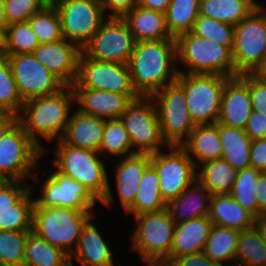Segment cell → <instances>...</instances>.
Segmentation results:
<instances>
[{"label":"cell","mask_w":266,"mask_h":266,"mask_svg":"<svg viewBox=\"0 0 266 266\" xmlns=\"http://www.w3.org/2000/svg\"><path fill=\"white\" fill-rule=\"evenodd\" d=\"M251 167L266 172V138L253 140L250 146Z\"/></svg>","instance_id":"50"},{"label":"cell","mask_w":266,"mask_h":266,"mask_svg":"<svg viewBox=\"0 0 266 266\" xmlns=\"http://www.w3.org/2000/svg\"><path fill=\"white\" fill-rule=\"evenodd\" d=\"M72 89L77 110L105 120L119 119L132 101L126 94L91 88Z\"/></svg>","instance_id":"20"},{"label":"cell","mask_w":266,"mask_h":266,"mask_svg":"<svg viewBox=\"0 0 266 266\" xmlns=\"http://www.w3.org/2000/svg\"><path fill=\"white\" fill-rule=\"evenodd\" d=\"M145 266H165V265H162V264H147Z\"/></svg>","instance_id":"60"},{"label":"cell","mask_w":266,"mask_h":266,"mask_svg":"<svg viewBox=\"0 0 266 266\" xmlns=\"http://www.w3.org/2000/svg\"><path fill=\"white\" fill-rule=\"evenodd\" d=\"M239 236L238 230L213 224L203 253L223 266H235Z\"/></svg>","instance_id":"32"},{"label":"cell","mask_w":266,"mask_h":266,"mask_svg":"<svg viewBox=\"0 0 266 266\" xmlns=\"http://www.w3.org/2000/svg\"><path fill=\"white\" fill-rule=\"evenodd\" d=\"M239 77L248 85L253 110L266 116V82L252 73H243Z\"/></svg>","instance_id":"46"},{"label":"cell","mask_w":266,"mask_h":266,"mask_svg":"<svg viewBox=\"0 0 266 266\" xmlns=\"http://www.w3.org/2000/svg\"><path fill=\"white\" fill-rule=\"evenodd\" d=\"M5 56L23 102L57 93L65 86L32 53Z\"/></svg>","instance_id":"16"},{"label":"cell","mask_w":266,"mask_h":266,"mask_svg":"<svg viewBox=\"0 0 266 266\" xmlns=\"http://www.w3.org/2000/svg\"><path fill=\"white\" fill-rule=\"evenodd\" d=\"M253 111L248 85L239 77H229L223 89L217 123L245 129Z\"/></svg>","instance_id":"19"},{"label":"cell","mask_w":266,"mask_h":266,"mask_svg":"<svg viewBox=\"0 0 266 266\" xmlns=\"http://www.w3.org/2000/svg\"><path fill=\"white\" fill-rule=\"evenodd\" d=\"M177 43V62L187 69L178 73L217 74L235 77L232 50L217 42L199 37L192 32L179 35Z\"/></svg>","instance_id":"4"},{"label":"cell","mask_w":266,"mask_h":266,"mask_svg":"<svg viewBox=\"0 0 266 266\" xmlns=\"http://www.w3.org/2000/svg\"><path fill=\"white\" fill-rule=\"evenodd\" d=\"M244 130L252 141L266 138V116L253 110Z\"/></svg>","instance_id":"49"},{"label":"cell","mask_w":266,"mask_h":266,"mask_svg":"<svg viewBox=\"0 0 266 266\" xmlns=\"http://www.w3.org/2000/svg\"><path fill=\"white\" fill-rule=\"evenodd\" d=\"M18 121V116L11 112L0 111V139Z\"/></svg>","instance_id":"53"},{"label":"cell","mask_w":266,"mask_h":266,"mask_svg":"<svg viewBox=\"0 0 266 266\" xmlns=\"http://www.w3.org/2000/svg\"><path fill=\"white\" fill-rule=\"evenodd\" d=\"M212 226L209 215L176 224L170 255L161 264L167 266L174 258L203 252Z\"/></svg>","instance_id":"21"},{"label":"cell","mask_w":266,"mask_h":266,"mask_svg":"<svg viewBox=\"0 0 266 266\" xmlns=\"http://www.w3.org/2000/svg\"><path fill=\"white\" fill-rule=\"evenodd\" d=\"M73 103L75 97L71 86H64L57 93L33 98L23 103L18 122L43 151V155L47 154V148L39 141V136L48 143L61 140L72 113L70 109Z\"/></svg>","instance_id":"2"},{"label":"cell","mask_w":266,"mask_h":266,"mask_svg":"<svg viewBox=\"0 0 266 266\" xmlns=\"http://www.w3.org/2000/svg\"><path fill=\"white\" fill-rule=\"evenodd\" d=\"M176 39L136 42L128 62L131 81L139 96H152L177 81Z\"/></svg>","instance_id":"1"},{"label":"cell","mask_w":266,"mask_h":266,"mask_svg":"<svg viewBox=\"0 0 266 266\" xmlns=\"http://www.w3.org/2000/svg\"><path fill=\"white\" fill-rule=\"evenodd\" d=\"M40 44L54 43L63 39L61 20L55 6L50 2L28 19Z\"/></svg>","instance_id":"41"},{"label":"cell","mask_w":266,"mask_h":266,"mask_svg":"<svg viewBox=\"0 0 266 266\" xmlns=\"http://www.w3.org/2000/svg\"><path fill=\"white\" fill-rule=\"evenodd\" d=\"M254 195L258 202V209L266 214V172L260 173Z\"/></svg>","instance_id":"52"},{"label":"cell","mask_w":266,"mask_h":266,"mask_svg":"<svg viewBox=\"0 0 266 266\" xmlns=\"http://www.w3.org/2000/svg\"><path fill=\"white\" fill-rule=\"evenodd\" d=\"M136 229L132 233V249L144 264H161L172 248L175 223L167 209L134 216Z\"/></svg>","instance_id":"7"},{"label":"cell","mask_w":266,"mask_h":266,"mask_svg":"<svg viewBox=\"0 0 266 266\" xmlns=\"http://www.w3.org/2000/svg\"><path fill=\"white\" fill-rule=\"evenodd\" d=\"M53 151L52 162L59 173L83 184L104 207L113 206V191L99 152L67 145L62 140L57 141Z\"/></svg>","instance_id":"3"},{"label":"cell","mask_w":266,"mask_h":266,"mask_svg":"<svg viewBox=\"0 0 266 266\" xmlns=\"http://www.w3.org/2000/svg\"><path fill=\"white\" fill-rule=\"evenodd\" d=\"M135 38L122 18L108 17L81 51L87 58L128 64Z\"/></svg>","instance_id":"15"},{"label":"cell","mask_w":266,"mask_h":266,"mask_svg":"<svg viewBox=\"0 0 266 266\" xmlns=\"http://www.w3.org/2000/svg\"><path fill=\"white\" fill-rule=\"evenodd\" d=\"M119 119L129 134L134 153L151 155L161 151V147H168L151 96H139L132 100Z\"/></svg>","instance_id":"9"},{"label":"cell","mask_w":266,"mask_h":266,"mask_svg":"<svg viewBox=\"0 0 266 266\" xmlns=\"http://www.w3.org/2000/svg\"><path fill=\"white\" fill-rule=\"evenodd\" d=\"M33 190V185H30V189L10 209L0 210V230L32 231Z\"/></svg>","instance_id":"38"},{"label":"cell","mask_w":266,"mask_h":266,"mask_svg":"<svg viewBox=\"0 0 266 266\" xmlns=\"http://www.w3.org/2000/svg\"><path fill=\"white\" fill-rule=\"evenodd\" d=\"M235 266H266V243L255 226L240 231Z\"/></svg>","instance_id":"37"},{"label":"cell","mask_w":266,"mask_h":266,"mask_svg":"<svg viewBox=\"0 0 266 266\" xmlns=\"http://www.w3.org/2000/svg\"><path fill=\"white\" fill-rule=\"evenodd\" d=\"M122 19L128 25L136 42L176 39L167 29L164 13L137 5Z\"/></svg>","instance_id":"26"},{"label":"cell","mask_w":266,"mask_h":266,"mask_svg":"<svg viewBox=\"0 0 266 266\" xmlns=\"http://www.w3.org/2000/svg\"><path fill=\"white\" fill-rule=\"evenodd\" d=\"M181 147L196 167L207 161L222 158L223 149L218 123L196 125Z\"/></svg>","instance_id":"27"},{"label":"cell","mask_w":266,"mask_h":266,"mask_svg":"<svg viewBox=\"0 0 266 266\" xmlns=\"http://www.w3.org/2000/svg\"><path fill=\"white\" fill-rule=\"evenodd\" d=\"M167 266H223L203 252L174 258Z\"/></svg>","instance_id":"51"},{"label":"cell","mask_w":266,"mask_h":266,"mask_svg":"<svg viewBox=\"0 0 266 266\" xmlns=\"http://www.w3.org/2000/svg\"><path fill=\"white\" fill-rule=\"evenodd\" d=\"M156 104L162 136L168 146H181L196 126L186 105L183 87L176 81L151 96Z\"/></svg>","instance_id":"11"},{"label":"cell","mask_w":266,"mask_h":266,"mask_svg":"<svg viewBox=\"0 0 266 266\" xmlns=\"http://www.w3.org/2000/svg\"><path fill=\"white\" fill-rule=\"evenodd\" d=\"M23 103L7 56L0 54V111L18 116Z\"/></svg>","instance_id":"42"},{"label":"cell","mask_w":266,"mask_h":266,"mask_svg":"<svg viewBox=\"0 0 266 266\" xmlns=\"http://www.w3.org/2000/svg\"><path fill=\"white\" fill-rule=\"evenodd\" d=\"M266 55V9H255L234 26L235 77L253 73Z\"/></svg>","instance_id":"12"},{"label":"cell","mask_w":266,"mask_h":266,"mask_svg":"<svg viewBox=\"0 0 266 266\" xmlns=\"http://www.w3.org/2000/svg\"><path fill=\"white\" fill-rule=\"evenodd\" d=\"M43 157V151L17 121L0 139V180L24 181L31 177L38 182L34 169Z\"/></svg>","instance_id":"6"},{"label":"cell","mask_w":266,"mask_h":266,"mask_svg":"<svg viewBox=\"0 0 266 266\" xmlns=\"http://www.w3.org/2000/svg\"><path fill=\"white\" fill-rule=\"evenodd\" d=\"M222 144V158L237 171L251 167L250 146L252 140L244 129L226 126L218 123Z\"/></svg>","instance_id":"29"},{"label":"cell","mask_w":266,"mask_h":266,"mask_svg":"<svg viewBox=\"0 0 266 266\" xmlns=\"http://www.w3.org/2000/svg\"><path fill=\"white\" fill-rule=\"evenodd\" d=\"M90 218L82 228L78 245L70 255L80 266H114L113 252Z\"/></svg>","instance_id":"23"},{"label":"cell","mask_w":266,"mask_h":266,"mask_svg":"<svg viewBox=\"0 0 266 266\" xmlns=\"http://www.w3.org/2000/svg\"><path fill=\"white\" fill-rule=\"evenodd\" d=\"M200 0H171L166 12V26L173 38L191 32L199 16Z\"/></svg>","instance_id":"36"},{"label":"cell","mask_w":266,"mask_h":266,"mask_svg":"<svg viewBox=\"0 0 266 266\" xmlns=\"http://www.w3.org/2000/svg\"><path fill=\"white\" fill-rule=\"evenodd\" d=\"M94 215L56 206H33L32 231L70 256L78 245L83 226Z\"/></svg>","instance_id":"5"},{"label":"cell","mask_w":266,"mask_h":266,"mask_svg":"<svg viewBox=\"0 0 266 266\" xmlns=\"http://www.w3.org/2000/svg\"><path fill=\"white\" fill-rule=\"evenodd\" d=\"M41 185L40 196H35L34 206H56L93 213L92 209L96 202H99L83 184L59 173L56 169L49 173Z\"/></svg>","instance_id":"17"},{"label":"cell","mask_w":266,"mask_h":266,"mask_svg":"<svg viewBox=\"0 0 266 266\" xmlns=\"http://www.w3.org/2000/svg\"><path fill=\"white\" fill-rule=\"evenodd\" d=\"M71 87L126 94L131 100L139 97L133 88L127 64L87 58L82 52L78 61V75Z\"/></svg>","instance_id":"14"},{"label":"cell","mask_w":266,"mask_h":266,"mask_svg":"<svg viewBox=\"0 0 266 266\" xmlns=\"http://www.w3.org/2000/svg\"><path fill=\"white\" fill-rule=\"evenodd\" d=\"M170 2L171 0H139L138 5L165 14Z\"/></svg>","instance_id":"54"},{"label":"cell","mask_w":266,"mask_h":266,"mask_svg":"<svg viewBox=\"0 0 266 266\" xmlns=\"http://www.w3.org/2000/svg\"><path fill=\"white\" fill-rule=\"evenodd\" d=\"M3 51V32L0 30V54Z\"/></svg>","instance_id":"59"},{"label":"cell","mask_w":266,"mask_h":266,"mask_svg":"<svg viewBox=\"0 0 266 266\" xmlns=\"http://www.w3.org/2000/svg\"><path fill=\"white\" fill-rule=\"evenodd\" d=\"M228 78L217 74H178L177 82L184 89L186 105L195 125L217 123Z\"/></svg>","instance_id":"8"},{"label":"cell","mask_w":266,"mask_h":266,"mask_svg":"<svg viewBox=\"0 0 266 266\" xmlns=\"http://www.w3.org/2000/svg\"><path fill=\"white\" fill-rule=\"evenodd\" d=\"M29 232L0 230V266H23Z\"/></svg>","instance_id":"43"},{"label":"cell","mask_w":266,"mask_h":266,"mask_svg":"<svg viewBox=\"0 0 266 266\" xmlns=\"http://www.w3.org/2000/svg\"><path fill=\"white\" fill-rule=\"evenodd\" d=\"M23 266H71L70 256L30 231L26 239Z\"/></svg>","instance_id":"33"},{"label":"cell","mask_w":266,"mask_h":266,"mask_svg":"<svg viewBox=\"0 0 266 266\" xmlns=\"http://www.w3.org/2000/svg\"><path fill=\"white\" fill-rule=\"evenodd\" d=\"M191 32L233 50L234 25L199 15Z\"/></svg>","instance_id":"44"},{"label":"cell","mask_w":266,"mask_h":266,"mask_svg":"<svg viewBox=\"0 0 266 266\" xmlns=\"http://www.w3.org/2000/svg\"><path fill=\"white\" fill-rule=\"evenodd\" d=\"M166 206L167 204L161 197L158 173L150 164L142 175L134 203L125 213L126 215L139 216L144 213L164 210Z\"/></svg>","instance_id":"31"},{"label":"cell","mask_w":266,"mask_h":266,"mask_svg":"<svg viewBox=\"0 0 266 266\" xmlns=\"http://www.w3.org/2000/svg\"><path fill=\"white\" fill-rule=\"evenodd\" d=\"M50 0H4V9L8 25L26 22L35 13L42 10Z\"/></svg>","instance_id":"45"},{"label":"cell","mask_w":266,"mask_h":266,"mask_svg":"<svg viewBox=\"0 0 266 266\" xmlns=\"http://www.w3.org/2000/svg\"><path fill=\"white\" fill-rule=\"evenodd\" d=\"M98 152L101 157L103 155L105 161L111 159V156H114L117 161L119 156L124 158L135 154L129 134L120 119L105 120L104 133Z\"/></svg>","instance_id":"35"},{"label":"cell","mask_w":266,"mask_h":266,"mask_svg":"<svg viewBox=\"0 0 266 266\" xmlns=\"http://www.w3.org/2000/svg\"><path fill=\"white\" fill-rule=\"evenodd\" d=\"M39 45L28 21L10 24L3 32V55L33 53Z\"/></svg>","instance_id":"39"},{"label":"cell","mask_w":266,"mask_h":266,"mask_svg":"<svg viewBox=\"0 0 266 266\" xmlns=\"http://www.w3.org/2000/svg\"><path fill=\"white\" fill-rule=\"evenodd\" d=\"M254 10L247 0H201L199 15L235 26Z\"/></svg>","instance_id":"34"},{"label":"cell","mask_w":266,"mask_h":266,"mask_svg":"<svg viewBox=\"0 0 266 266\" xmlns=\"http://www.w3.org/2000/svg\"><path fill=\"white\" fill-rule=\"evenodd\" d=\"M58 11L64 39L82 51L108 18L101 0H50Z\"/></svg>","instance_id":"10"},{"label":"cell","mask_w":266,"mask_h":266,"mask_svg":"<svg viewBox=\"0 0 266 266\" xmlns=\"http://www.w3.org/2000/svg\"><path fill=\"white\" fill-rule=\"evenodd\" d=\"M260 171L254 167L239 170L231 192L229 193L245 210L258 218L263 213L258 209L254 195Z\"/></svg>","instance_id":"40"},{"label":"cell","mask_w":266,"mask_h":266,"mask_svg":"<svg viewBox=\"0 0 266 266\" xmlns=\"http://www.w3.org/2000/svg\"><path fill=\"white\" fill-rule=\"evenodd\" d=\"M255 9H266L264 6L265 5H261L258 2H256L255 0H247Z\"/></svg>","instance_id":"58"},{"label":"cell","mask_w":266,"mask_h":266,"mask_svg":"<svg viewBox=\"0 0 266 266\" xmlns=\"http://www.w3.org/2000/svg\"><path fill=\"white\" fill-rule=\"evenodd\" d=\"M115 164L116 191L123 211L125 212L135 201L139 183L145 169L151 164L149 154L135 153L117 159ZM118 163V164H117Z\"/></svg>","instance_id":"22"},{"label":"cell","mask_w":266,"mask_h":266,"mask_svg":"<svg viewBox=\"0 0 266 266\" xmlns=\"http://www.w3.org/2000/svg\"><path fill=\"white\" fill-rule=\"evenodd\" d=\"M254 226L260 233L263 241L266 243V214H262L258 218H255Z\"/></svg>","instance_id":"55"},{"label":"cell","mask_w":266,"mask_h":266,"mask_svg":"<svg viewBox=\"0 0 266 266\" xmlns=\"http://www.w3.org/2000/svg\"><path fill=\"white\" fill-rule=\"evenodd\" d=\"M8 23L6 19L4 0H0V30L4 32L7 29Z\"/></svg>","instance_id":"57"},{"label":"cell","mask_w":266,"mask_h":266,"mask_svg":"<svg viewBox=\"0 0 266 266\" xmlns=\"http://www.w3.org/2000/svg\"><path fill=\"white\" fill-rule=\"evenodd\" d=\"M238 171L223 158L207 161L197 167V180L211 195L229 194Z\"/></svg>","instance_id":"30"},{"label":"cell","mask_w":266,"mask_h":266,"mask_svg":"<svg viewBox=\"0 0 266 266\" xmlns=\"http://www.w3.org/2000/svg\"><path fill=\"white\" fill-rule=\"evenodd\" d=\"M150 155L151 165L159 177L161 197L165 203L178 197L197 180V167L181 146H168Z\"/></svg>","instance_id":"13"},{"label":"cell","mask_w":266,"mask_h":266,"mask_svg":"<svg viewBox=\"0 0 266 266\" xmlns=\"http://www.w3.org/2000/svg\"><path fill=\"white\" fill-rule=\"evenodd\" d=\"M21 182L0 180V210L10 209L30 189L28 183Z\"/></svg>","instance_id":"47"},{"label":"cell","mask_w":266,"mask_h":266,"mask_svg":"<svg viewBox=\"0 0 266 266\" xmlns=\"http://www.w3.org/2000/svg\"><path fill=\"white\" fill-rule=\"evenodd\" d=\"M105 119L88 115L75 109L70 115L65 134V144L98 152L104 133Z\"/></svg>","instance_id":"24"},{"label":"cell","mask_w":266,"mask_h":266,"mask_svg":"<svg viewBox=\"0 0 266 266\" xmlns=\"http://www.w3.org/2000/svg\"><path fill=\"white\" fill-rule=\"evenodd\" d=\"M252 74L255 75L258 79L266 82V55Z\"/></svg>","instance_id":"56"},{"label":"cell","mask_w":266,"mask_h":266,"mask_svg":"<svg viewBox=\"0 0 266 266\" xmlns=\"http://www.w3.org/2000/svg\"><path fill=\"white\" fill-rule=\"evenodd\" d=\"M209 218L213 224L238 231L252 228L255 217L230 194L212 195Z\"/></svg>","instance_id":"28"},{"label":"cell","mask_w":266,"mask_h":266,"mask_svg":"<svg viewBox=\"0 0 266 266\" xmlns=\"http://www.w3.org/2000/svg\"><path fill=\"white\" fill-rule=\"evenodd\" d=\"M211 193L196 180L178 197L167 203L166 209L175 224L209 215Z\"/></svg>","instance_id":"25"},{"label":"cell","mask_w":266,"mask_h":266,"mask_svg":"<svg viewBox=\"0 0 266 266\" xmlns=\"http://www.w3.org/2000/svg\"><path fill=\"white\" fill-rule=\"evenodd\" d=\"M65 86H72L78 75L81 51L66 39L40 44L32 53Z\"/></svg>","instance_id":"18"},{"label":"cell","mask_w":266,"mask_h":266,"mask_svg":"<svg viewBox=\"0 0 266 266\" xmlns=\"http://www.w3.org/2000/svg\"><path fill=\"white\" fill-rule=\"evenodd\" d=\"M138 2L139 0H101L105 15L107 17L117 18H122L126 13L136 7Z\"/></svg>","instance_id":"48"}]
</instances>
